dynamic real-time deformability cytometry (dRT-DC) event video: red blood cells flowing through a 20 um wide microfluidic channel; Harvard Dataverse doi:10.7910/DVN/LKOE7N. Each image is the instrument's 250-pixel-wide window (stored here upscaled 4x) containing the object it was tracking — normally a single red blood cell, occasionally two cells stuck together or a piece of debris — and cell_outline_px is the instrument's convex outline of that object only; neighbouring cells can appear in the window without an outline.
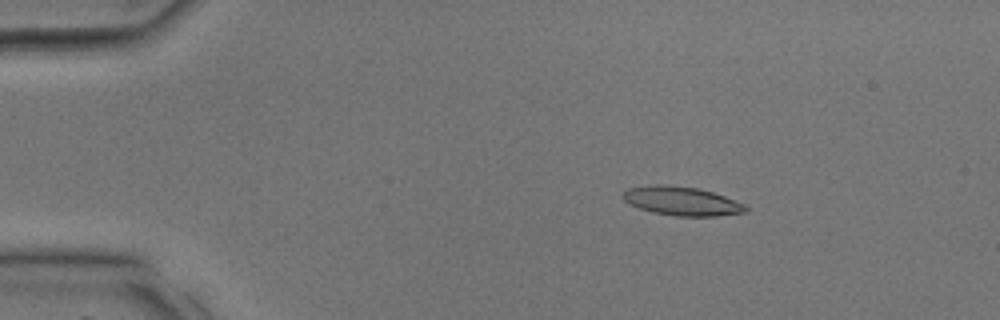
{"species": "common noctule bat (a hibernating species)", "species_latin": "Nyctalus noctula", "temperature_condition": "room temperature", "stored_images_in_passage": 35, "camera_frame_rate_fps": 3000, "um_per_image_px": 0.085, "animal": {"sex": "male", "body_mass_g": 17.9, "forearm_length_mm": 54.2}, "frame": {"image": 1, "passage_image": 6, "time_ms": 1.667, "image_size_px": [1000, 320], "cell_outline_px": [[748, 208], [744, 212], [716, 216], [676, 216], [652, 212], [640, 208], [624, 200], [620, 196], [628, 188], [656, 184], [660, 184], [696, 188], [712, 192], [724, 196], [744, 204]], "centroid_in_image_um": [57.92, 17.09], "position_along_channel_um": 27.1, "area_um2": 20.35}}
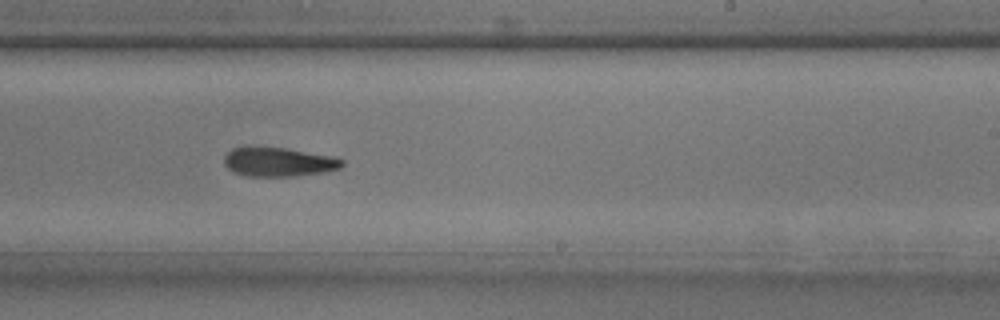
{"frame": {"image": 2, "passage_image": 22, "time_ms": 7.0, "image_size_px": [1000, 320], "cell_outline_px": [[344, 164], [340, 168], [320, 172], [292, 176], [248, 176], [232, 172], [224, 164], [224, 156], [232, 148], [284, 148], [336, 156], [344, 160]], "centroid_in_image_um": [23.7, 13.77], "position_along_channel_um": 265.3, "area_um2": 19.71}}
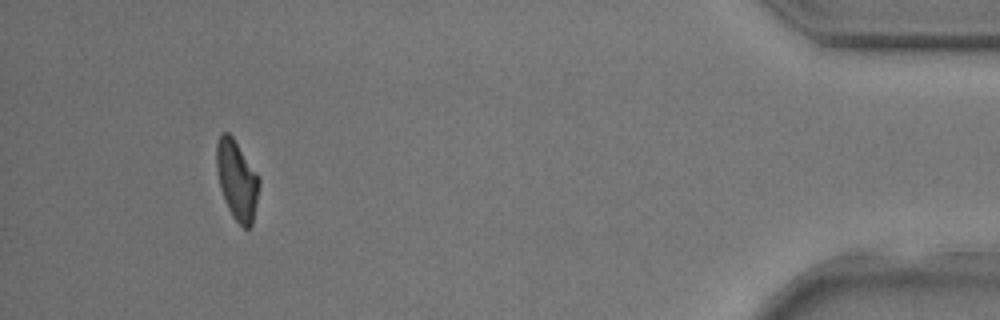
{"frame": {"image": 3, "passage_image": 33, "time_ms": 10.667, "image_size_px": [1000, 320], "cell_outline_px": [[260, 184], [252, 224], [248, 228], [244, 228], [232, 216], [224, 200], [220, 188], [216, 168], [216, 144], [220, 132], [228, 132], [232, 136], [256, 172], [260, 180]], "centroid_in_image_um": [20.12, 15.29], "position_along_channel_um": 415.1, "area_um2": 19.65}}